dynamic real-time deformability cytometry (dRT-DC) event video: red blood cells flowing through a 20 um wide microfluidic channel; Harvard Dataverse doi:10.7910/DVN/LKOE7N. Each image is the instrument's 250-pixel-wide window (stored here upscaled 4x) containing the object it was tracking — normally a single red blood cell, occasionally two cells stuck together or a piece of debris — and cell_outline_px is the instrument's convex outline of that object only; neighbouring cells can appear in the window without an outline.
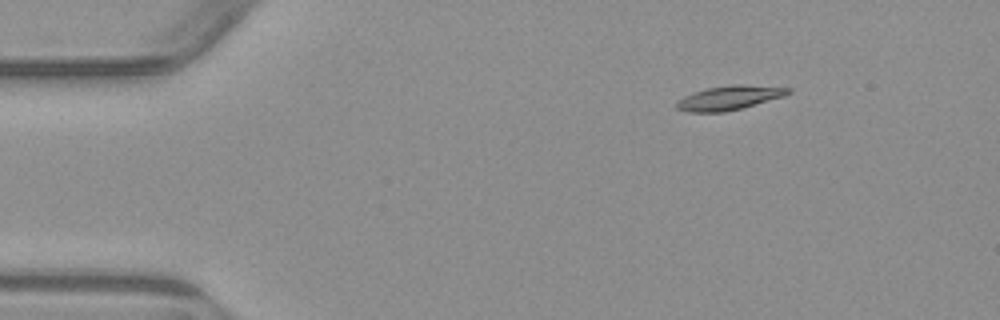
{"species": "common noctule bat (a hibernating species)", "species_latin": "Nyctalus noctula", "temperature_condition": "warm", "stored_images_in_passage": 4, "camera_frame_rate_fps": 3000, "um_per_image_px": 0.085, "animal": {"sex": "male", "body_mass_g": 23.1, "forearm_length_mm": 52.7}, "frame": {"image": 1, "passage_image": 2, "time_ms": 2.0, "image_size_px": [1000, 320], "cell_outline_px": [[792, 92], [784, 96], [740, 108], [724, 112], [688, 112], [676, 108], [676, 104], [684, 96], [692, 92], [708, 88], [732, 84], [744, 84], [792, 88]], "centroid_in_image_um": [62.0, 8.3], "position_along_channel_um": 23.0, "area_um2": 15.61}}